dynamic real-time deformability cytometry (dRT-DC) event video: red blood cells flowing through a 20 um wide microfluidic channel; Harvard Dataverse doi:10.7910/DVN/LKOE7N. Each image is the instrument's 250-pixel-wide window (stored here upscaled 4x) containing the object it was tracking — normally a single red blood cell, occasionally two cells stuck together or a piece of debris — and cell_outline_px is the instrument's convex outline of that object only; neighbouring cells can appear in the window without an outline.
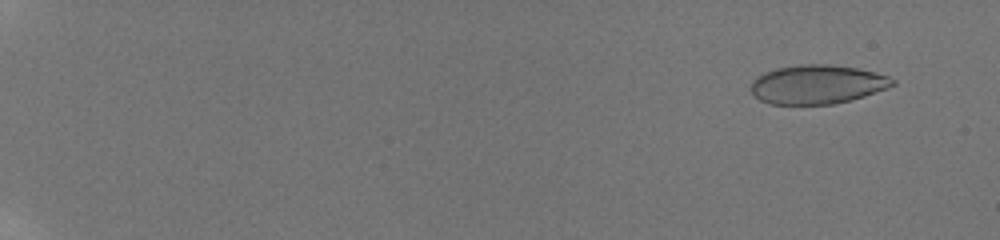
{"species": "human", "species_latin": "Homo sapiens", "temperature_condition": "room temperature", "stored_images_in_passage": 17, "camera_frame_rate_fps": 3000, "um_per_image_px": 0.085, "donor": {"sex": "male"}, "frame": {"image": 1, "passage_image": 3, "time_ms": 1.0, "image_size_px": [1000, 240], "cell_outline_px": [[896, 84], [888, 88], [852, 100], [832, 104], [768, 104], [760, 100], [752, 92], [752, 80], [756, 76], [764, 72], [776, 68], [800, 64], [828, 64], [856, 68], [888, 76], [896, 80]], "centroid_in_image_um": [69.47, 7.17], "position_along_channel_um": 15.5, "area_um2": 32.19}}
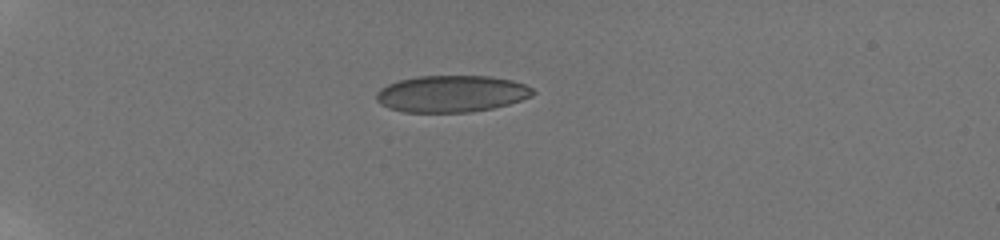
{"frame": {"image": 2, "passage_image": 12, "time_ms": 5.667, "image_size_px": [1000, 240], "cell_outline_px": [[536, 92], [532, 96], [508, 104], [492, 108], [472, 112], [404, 112], [388, 108], [380, 104], [376, 100], [376, 92], [380, 88], [388, 84], [400, 80], [416, 76], [488, 76], [512, 80], [524, 84], [532, 88]], "centroid_in_image_um": [38.36, 7.97], "position_along_channel_um": 46.6, "area_um2": 33.58}}
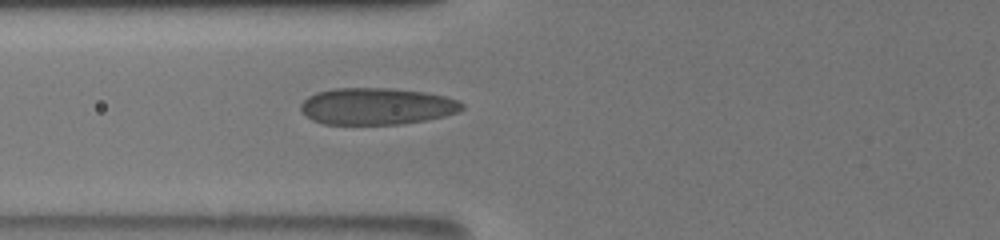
{"frame": {"image": 3, "passage_image": 17, "time_ms": 8.333, "image_size_px": [1000, 240], "cell_outline_px": [[464, 108], [460, 112], [444, 116], [424, 120], [400, 124], [324, 124], [312, 120], [300, 112], [300, 104], [308, 96], [316, 92], [332, 88], [392, 88], [424, 92], [448, 96], [460, 100], [464, 104]], "centroid_in_image_um": [32.03, 9.02], "position_along_channel_um": 93.8, "area_um2": 34.97}}